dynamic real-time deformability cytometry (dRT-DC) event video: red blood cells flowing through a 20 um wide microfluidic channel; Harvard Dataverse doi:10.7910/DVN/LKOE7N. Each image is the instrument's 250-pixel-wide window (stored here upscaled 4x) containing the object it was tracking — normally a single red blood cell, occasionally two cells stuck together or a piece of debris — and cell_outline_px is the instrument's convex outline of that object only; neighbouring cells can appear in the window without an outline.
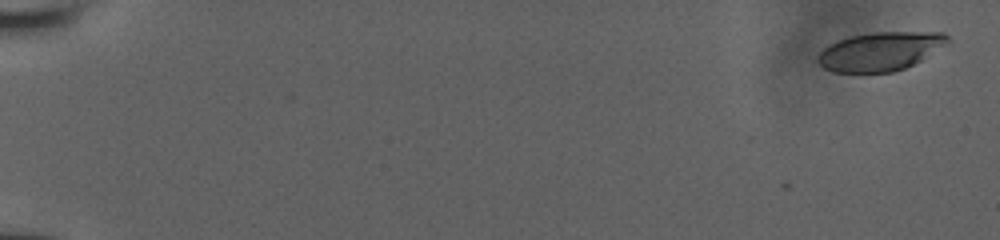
{"species": "human", "species_latin": "Homo sapiens", "temperature_condition": "room temperature", "stored_images_in_passage": 36, "camera_frame_rate_fps": 3000, "um_per_image_px": 0.085, "donor": {"sex": "male"}, "frame": {"image": 1, "passage_image": 1, "time_ms": 0.0, "image_size_px": [1000, 240], "cell_outline_px": [[952, 40], [948, 44], [920, 60], [904, 68], [892, 72], [832, 72], [824, 68], [816, 60], [820, 52], [828, 44], [852, 36], [872, 32], [944, 32]], "centroid_in_image_um": [74.84, 4.36], "position_along_channel_um": 10.2, "area_um2": 29.19}}
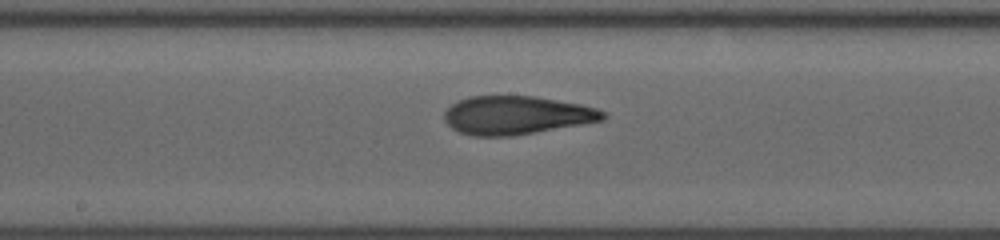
{"frame": {"image": 2, "passage_image": 21, "time_ms": 10.0, "image_size_px": [1000, 240], "cell_outline_px": [[608, 116], [604, 120], [584, 124], [512, 136], [472, 136], [460, 132], [452, 128], [444, 120], [444, 112], [456, 100], [468, 96], [536, 96], [580, 104], [596, 108], [604, 112]], "centroid_in_image_um": [43.9, 9.79], "position_along_channel_um": 204.3, "area_um2": 35.72}}
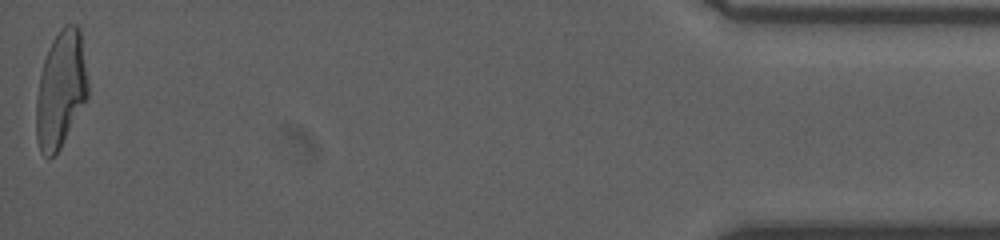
{"frame": {"image": 3, "passage_image": 36, "time_ms": 17.667, "image_size_px": [1000, 240], "cell_outline_px": [[88, 96], [60, 148], [48, 160], [40, 152], [36, 140], [36, 100], [40, 76], [44, 60], [48, 48], [52, 40], [60, 28], [64, 24], [76, 24], [80, 28], [88, 80]], "centroid_in_image_um": [5.16, 7.59], "position_along_channel_um": 430.0, "area_um2": 35.26}}